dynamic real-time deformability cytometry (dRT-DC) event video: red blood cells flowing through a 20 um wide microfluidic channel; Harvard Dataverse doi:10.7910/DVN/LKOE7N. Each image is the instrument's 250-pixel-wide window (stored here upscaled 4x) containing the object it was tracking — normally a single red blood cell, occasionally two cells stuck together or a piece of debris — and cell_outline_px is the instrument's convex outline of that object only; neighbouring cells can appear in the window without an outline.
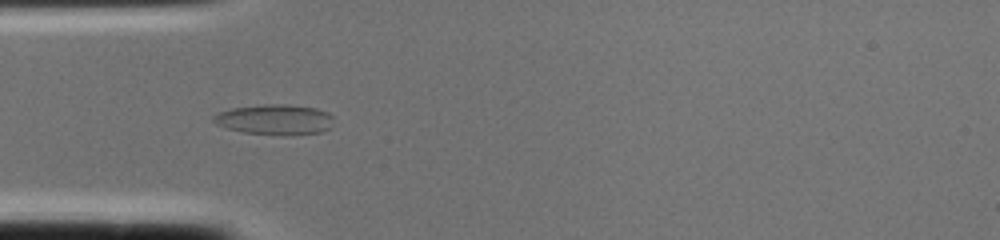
{"species": "common noctule bat (a hibernating species)", "species_latin": "Nyctalus noctula", "temperature_condition": "cold", "stored_images_in_passage": 2, "camera_frame_rate_fps": 3000, "um_per_image_px": 0.085, "animal": {"sex": "female", "body_mass_g": 22.0, "forearm_length_mm": 56.7}, "frame": {"image": 1, "passage_image": 2, "time_ms": 0.333, "image_size_px": [1000, 240], "cell_outline_px": [[332, 128], [320, 132], [292, 136], [284, 136], [244, 132], [228, 128], [216, 124], [212, 120], [212, 116], [220, 112], [232, 108], [260, 104], [288, 104], [316, 108], [328, 112], [332, 116]], "centroid_in_image_um": [23.39, 10.17], "position_along_channel_um": 61.6, "area_um2": 21.56}}